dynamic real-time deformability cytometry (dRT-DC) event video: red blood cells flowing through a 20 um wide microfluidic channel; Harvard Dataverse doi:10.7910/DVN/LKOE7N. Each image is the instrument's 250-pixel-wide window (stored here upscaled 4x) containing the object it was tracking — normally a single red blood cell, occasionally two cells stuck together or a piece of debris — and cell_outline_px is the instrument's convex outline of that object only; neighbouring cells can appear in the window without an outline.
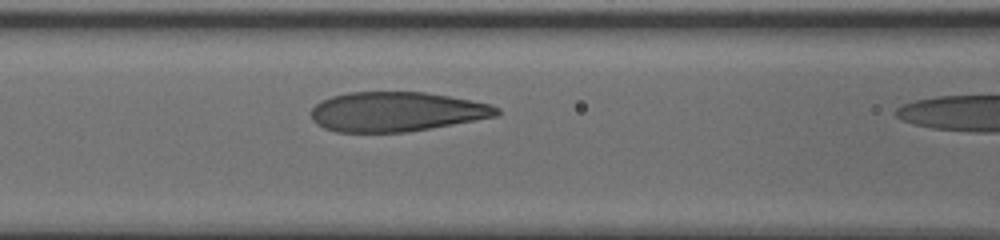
{"species": "human", "species_latin": "Homo sapiens", "temperature_condition": "cold", "stored_images_in_passage": 9, "camera_frame_rate_fps": 3000, "um_per_image_px": 0.085, "donor": {"sex": "male"}, "frame": {"image": 1, "passage_image": 8, "time_ms": 2.333, "image_size_px": [1000, 240], "cell_outline_px": [[500, 112], [496, 116], [452, 124], [404, 132], [336, 132], [324, 128], [316, 124], [312, 120], [312, 108], [320, 100], [332, 96], [348, 92], [424, 92], [448, 96], [488, 104], [500, 108]], "centroid_in_image_um": [33.63, 9.49], "position_along_channel_um": 133.0, "area_um2": 42.48}}